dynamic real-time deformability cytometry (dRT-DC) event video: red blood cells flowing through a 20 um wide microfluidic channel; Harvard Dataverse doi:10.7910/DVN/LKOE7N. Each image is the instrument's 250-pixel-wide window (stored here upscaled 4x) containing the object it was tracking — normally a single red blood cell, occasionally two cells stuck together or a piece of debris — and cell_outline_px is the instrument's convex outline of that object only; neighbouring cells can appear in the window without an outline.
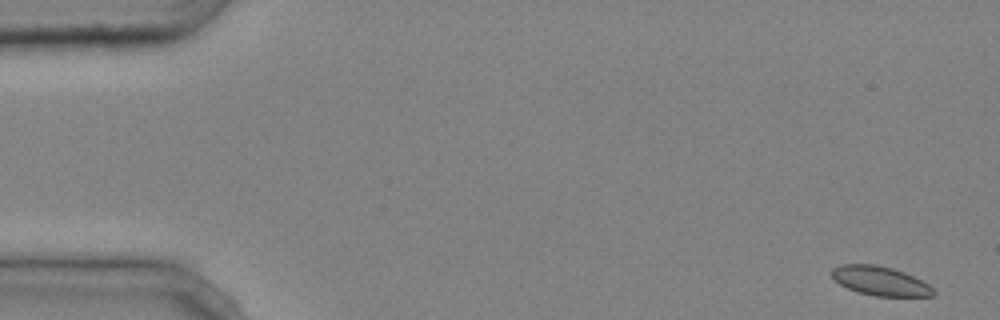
{"species": "common noctule bat (a hibernating species)", "species_latin": "Nyctalus noctula", "temperature_condition": "cold", "stored_images_in_passage": 44, "camera_frame_rate_fps": 3000, "um_per_image_px": 0.085, "animal": {"sex": "male", "body_mass_g": 20.4}, "frame": {"image": 1, "passage_image": 1, "time_ms": 0.0, "image_size_px": [1000, 320], "cell_outline_px": [[936, 292], [932, 296], [876, 296], [860, 292], [848, 288], [840, 284], [832, 276], [832, 268], [840, 264], [876, 264], [892, 268], [904, 272], [928, 284]], "centroid_in_image_um": [74.81, 23.87], "position_along_channel_um": 10.2, "area_um2": 17.05}}
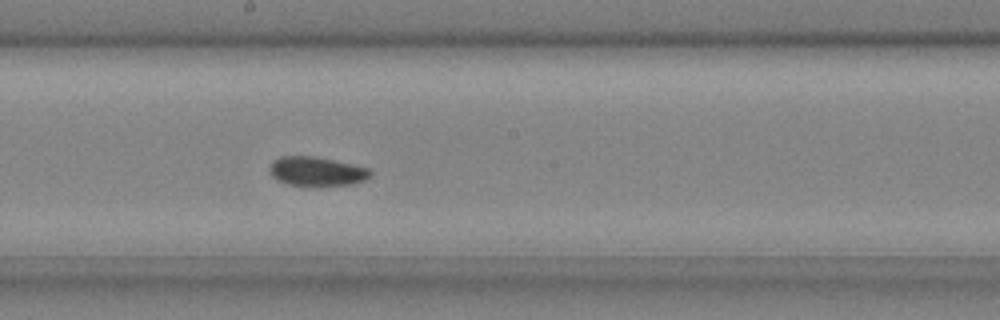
{"frame": {"image": 2, "passage_image": 25, "time_ms": 8.0, "image_size_px": [1000, 320], "cell_outline_px": [[372, 176], [364, 180], [352, 184], [288, 184], [276, 180], [272, 176], [268, 168], [272, 160], [280, 156], [316, 156], [352, 164], [368, 168], [372, 172]], "centroid_in_image_um": [26.89, 14.53], "position_along_channel_um": 221.3, "area_um2": 16.88}}
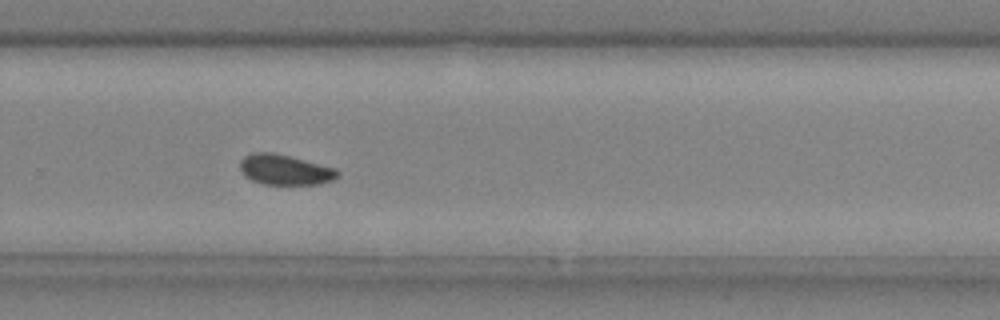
{"frame": {"image": 3, "passage_image": 31, "time_ms": 10.0, "image_size_px": [1000, 320], "cell_outline_px": [[340, 176], [332, 180], [320, 184], [264, 184], [252, 180], [244, 176], [240, 168], [240, 160], [244, 156], [252, 152], [272, 152], [336, 168], [340, 172]], "centroid_in_image_um": [24.21, 14.43], "position_along_channel_um": 305.6, "area_um2": 17.22}, "authors_computed_cell_mechanics": {"area_um2": 17.4556, "velocity_mm_per_s": 4.2174, "shape_relaxation_time_tau1_ms": 3.1867, "shape_relaxation_time_tau2_ms": 2.8476, "deformation_change_tau1": 0.0447, "deformation_change_tau2": 0.0514}}